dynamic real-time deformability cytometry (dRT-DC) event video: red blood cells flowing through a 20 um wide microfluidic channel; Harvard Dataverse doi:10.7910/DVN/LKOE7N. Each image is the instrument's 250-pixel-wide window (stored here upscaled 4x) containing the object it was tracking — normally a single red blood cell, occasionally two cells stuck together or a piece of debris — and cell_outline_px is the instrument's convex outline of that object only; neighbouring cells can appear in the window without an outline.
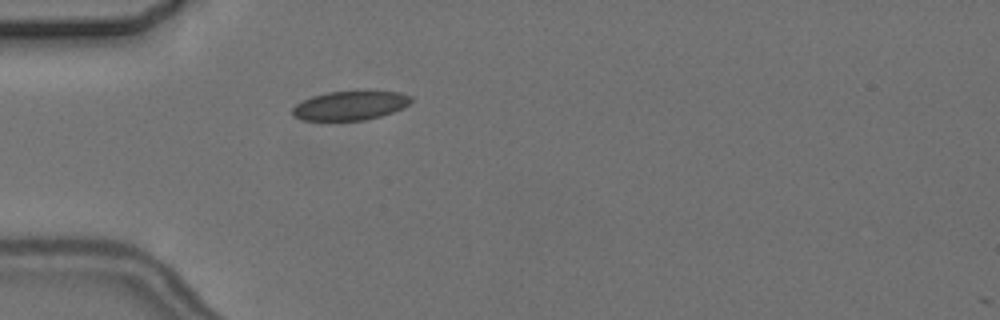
{"species": "common noctule bat (a hibernating species)", "species_latin": "Nyctalus noctula", "temperature_condition": "cold", "stored_images_in_passage": 1, "camera_frame_rate_fps": 3000, "um_per_image_px": 0.085, "animal": {"sex": "female", "body_mass_g": 24.6, "forearm_length_mm": 56.2}, "frame": {"image": 1, "passage_image": 1, "time_ms": 0.0, "image_size_px": [1000, 320], "cell_outline_px": [[412, 100], [404, 108], [380, 116], [364, 120], [304, 120], [292, 116], [292, 108], [296, 104], [312, 96], [328, 92], [400, 92], [412, 96]], "centroid_in_image_um": [29.76, 8.98], "position_along_channel_um": 55.2, "area_um2": 19.83}}